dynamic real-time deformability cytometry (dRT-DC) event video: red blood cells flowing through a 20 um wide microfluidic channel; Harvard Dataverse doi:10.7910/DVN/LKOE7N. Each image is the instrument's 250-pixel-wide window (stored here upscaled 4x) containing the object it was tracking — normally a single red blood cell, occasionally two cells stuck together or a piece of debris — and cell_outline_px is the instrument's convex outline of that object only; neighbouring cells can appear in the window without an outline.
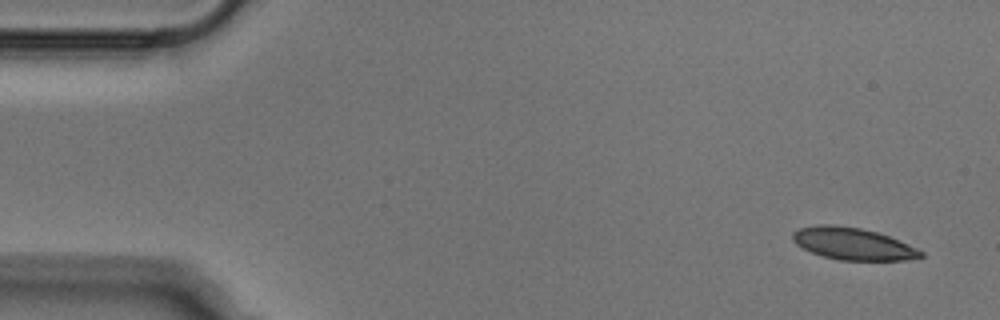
{"species": "Egyptian fruit bat (a non-hibernating species)", "species_latin": "Rousettus aegyptiacus", "temperature_condition": "cold", "stored_images_in_passage": 50, "camera_frame_rate_fps": 3000, "um_per_image_px": 0.085, "animal": {"sex": "male"}, "frame": {"image": 1, "passage_image": 1, "time_ms": 0.0, "image_size_px": [1000, 320], "cell_outline_px": [[924, 256], [904, 260], [840, 260], [824, 256], [812, 252], [796, 244], [792, 240], [792, 232], [800, 228], [816, 224], [836, 224], [860, 228], [876, 232], [888, 236], [924, 252]], "centroid_in_image_um": [72.45, 20.71], "position_along_channel_um": 12.6, "area_um2": 23.7}}
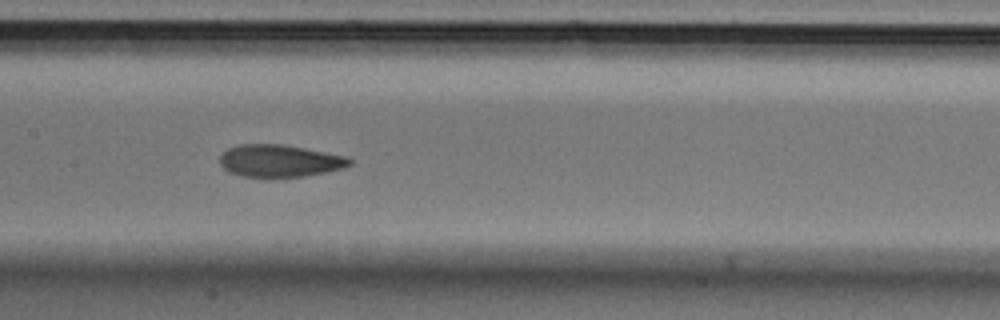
{"frame": {"image": 2, "passage_image": 23, "time_ms": 7.333, "image_size_px": [1000, 320], "cell_outline_px": [[352, 164], [344, 168], [328, 172], [304, 176], [240, 176], [228, 172], [220, 164], [220, 156], [228, 148], [236, 144], [280, 144], [304, 148], [348, 156], [352, 160]], "centroid_in_image_um": [23.79, 13.66], "position_along_channel_um": 183.6, "area_um2": 24.39}}
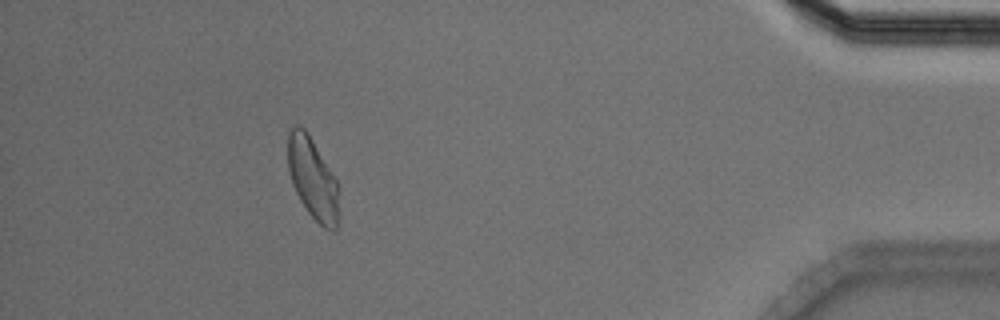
{"frame": {"image": 3, "passage_image": 45, "time_ms": 14.667, "image_size_px": [1000, 320], "cell_outline_px": [[340, 212], [336, 228], [332, 232], [324, 228], [308, 212], [300, 200], [292, 184], [288, 168], [288, 132], [296, 124], [304, 128], [308, 132], [336, 180], [340, 188]], "centroid_in_image_um": [26.61, 15.21], "position_along_channel_um": 408.6, "area_um2": 24.51}}